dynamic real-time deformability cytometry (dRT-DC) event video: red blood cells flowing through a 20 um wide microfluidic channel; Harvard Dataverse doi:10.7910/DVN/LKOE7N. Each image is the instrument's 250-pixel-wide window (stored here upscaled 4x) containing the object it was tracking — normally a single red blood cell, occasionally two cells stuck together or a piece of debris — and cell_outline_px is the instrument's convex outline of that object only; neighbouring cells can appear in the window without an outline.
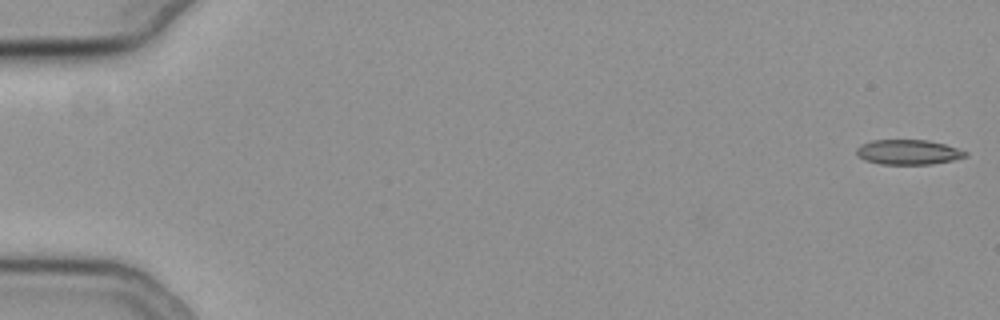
{"species": "common noctule bat (a hibernating species)", "species_latin": "Nyctalus noctula", "temperature_condition": "cold", "stored_images_in_passage": 56, "camera_frame_rate_fps": 3000, "um_per_image_px": 0.085, "animal": {"sex": "female", "body_mass_g": 19.3, "forearm_length_mm": 54.1}, "frame": {"image": 1, "passage_image": 1, "time_ms": 0.0, "image_size_px": [1000, 320], "cell_outline_px": [[968, 156], [952, 160], [932, 164], [880, 164], [864, 160], [856, 156], [856, 148], [860, 144], [872, 140], [928, 140], [944, 144], [968, 152]], "centroid_in_image_um": [77.16, 12.93], "position_along_channel_um": 7.8, "area_um2": 15.9}}
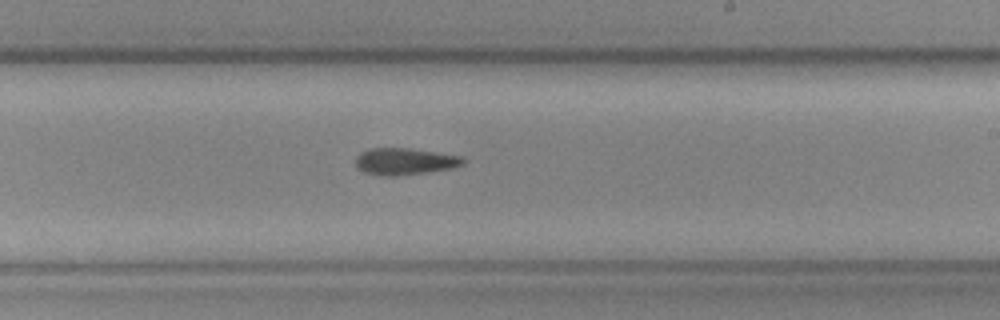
{"frame": {"image": 2, "passage_image": 34, "time_ms": 11.0, "image_size_px": [1000, 320], "cell_outline_px": [[464, 164], [452, 168], [424, 172], [392, 176], [384, 176], [364, 172], [356, 168], [356, 156], [360, 152], [368, 148], [408, 148], [460, 156], [464, 160]], "centroid_in_image_um": [34.34, 13.71], "position_along_channel_um": 254.7, "area_um2": 16.59}}
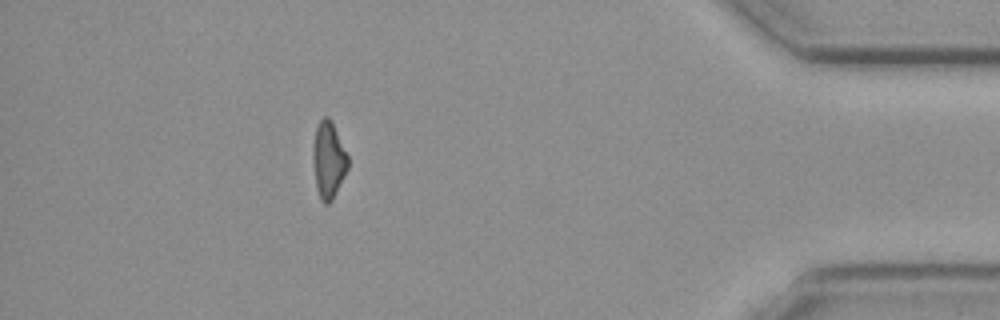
{"frame": {"image": 3, "passage_image": 50, "time_ms": 16.333, "image_size_px": [1000, 320], "cell_outline_px": [[348, 168], [332, 200], [328, 204], [324, 204], [320, 200], [316, 188], [312, 160], [312, 148], [316, 128], [320, 120], [324, 116], [328, 116], [332, 120], [348, 156]], "centroid_in_image_um": [27.9, 13.59], "position_along_channel_um": 407.3, "area_um2": 15.78}}